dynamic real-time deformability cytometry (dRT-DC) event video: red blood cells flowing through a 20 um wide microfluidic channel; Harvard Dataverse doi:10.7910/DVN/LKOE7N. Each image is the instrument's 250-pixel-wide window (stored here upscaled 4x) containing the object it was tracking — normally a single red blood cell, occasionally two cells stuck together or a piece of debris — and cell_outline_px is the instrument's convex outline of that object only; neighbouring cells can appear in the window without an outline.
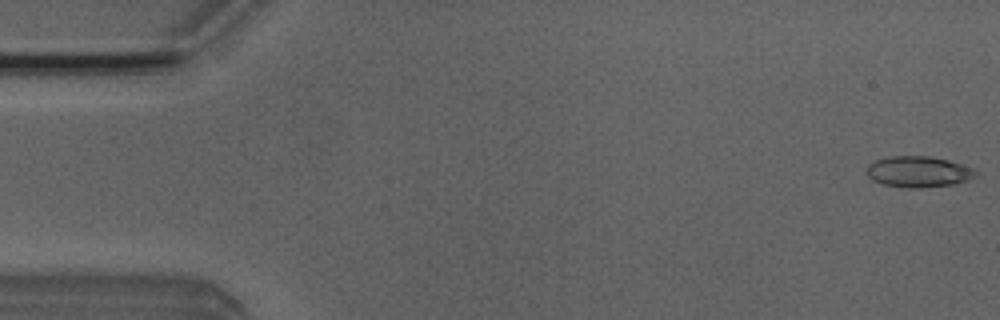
{"species": "Egyptian fruit bat (a non-hibernating species)", "species_latin": "Rousettus aegyptiacus", "temperature_condition": "room temperature", "stored_images_in_passage": 52, "camera_frame_rate_fps": 3000, "um_per_image_px": 0.085, "animal": {"sex": "male"}, "frame": {"image": 1, "passage_image": 1, "time_ms": 0.0, "image_size_px": [1000, 320], "cell_outline_px": [[976, 176], [968, 180], [952, 184], [920, 188], [908, 188], [884, 184], [872, 180], [864, 172], [868, 164], [876, 160], [888, 156], [928, 156], [948, 160], [972, 168], [976, 172]], "centroid_in_image_um": [78.01, 14.59], "position_along_channel_um": 7.0, "area_um2": 19.65}}
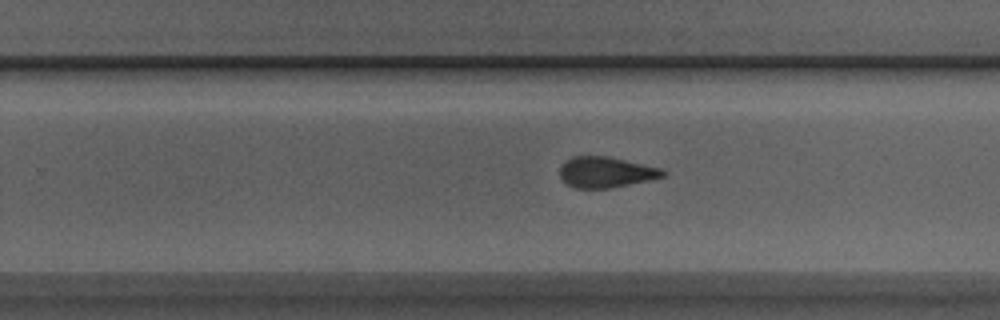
{"frame": {"image": 2, "passage_image": 32, "time_ms": 10.333, "image_size_px": [1000, 320], "cell_outline_px": [[668, 172], [664, 176], [648, 180], [608, 188], [572, 188], [560, 176], [560, 168], [564, 160], [572, 156], [608, 156], [664, 168]], "centroid_in_image_um": [51.51, 14.62], "position_along_channel_um": 278.3, "area_um2": 18.55}}
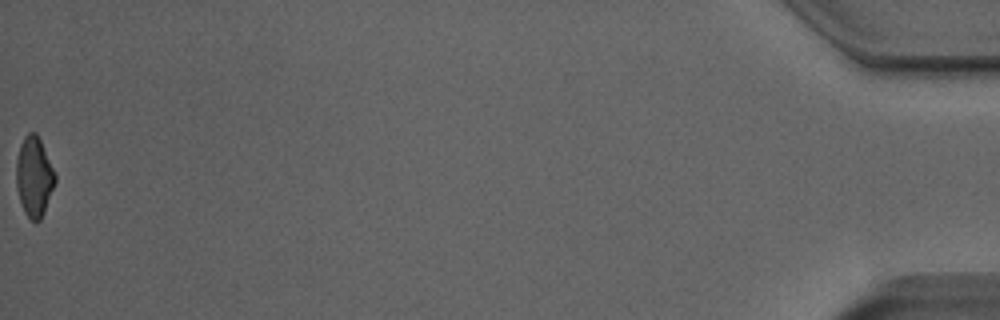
{"frame": {"image": 3, "passage_image": 52, "time_ms": 17.0, "image_size_px": [1000, 320], "cell_outline_px": [[56, 180], [44, 212], [40, 220], [36, 224], [24, 212], [16, 188], [16, 160], [20, 144], [24, 136], [28, 132], [36, 132], [56, 172]], "centroid_in_image_um": [2.9, 15.01], "position_along_channel_um": 432.3, "area_um2": 18.21}, "authors_computed_cell_mechanics": {"area_um2": 19.074, "velocity_mm_per_s": 3.9409, "shape_relaxation_time_tau1_ms": 9.1466, "shape_relaxation_time_tau2_ms": 2.56, "deformation_change_tau1": 0.2019, "deformation_change_tau2": 0.1211}}